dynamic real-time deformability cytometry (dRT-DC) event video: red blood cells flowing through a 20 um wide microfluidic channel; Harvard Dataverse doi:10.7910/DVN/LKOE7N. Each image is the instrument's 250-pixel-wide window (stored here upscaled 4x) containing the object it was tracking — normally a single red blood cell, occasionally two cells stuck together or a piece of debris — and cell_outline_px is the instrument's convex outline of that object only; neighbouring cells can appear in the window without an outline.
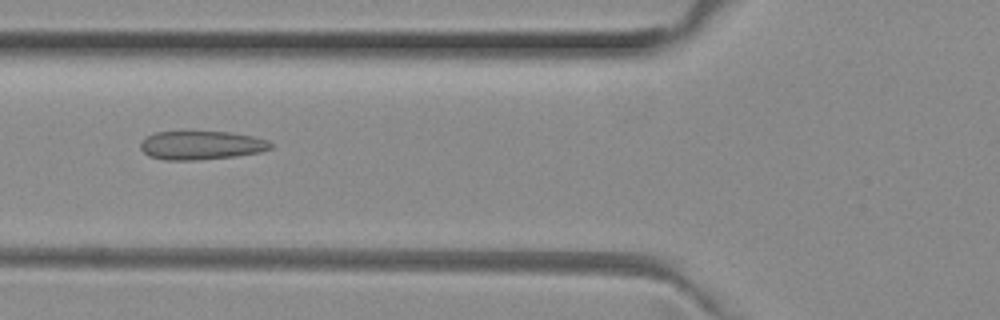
{"species": "common noctule bat (a hibernating species)", "species_latin": "Nyctalus noctula", "temperature_condition": "room temperature", "stored_images_in_passage": 51, "camera_frame_rate_fps": 3000, "um_per_image_px": 0.085, "animal": {"sex": "female", "body_mass_g": 29.2, "forearm_length_mm": 56.3}, "frame": {"image": 1, "passage_image": 19, "time_ms": 6.0, "image_size_px": [1000, 320], "cell_outline_px": [[272, 148], [260, 152], [236, 156], [196, 160], [164, 160], [148, 156], [140, 148], [140, 144], [148, 136], [156, 132], [232, 132], [252, 136], [268, 140], [272, 144]], "centroid_in_image_um": [17.12, 12.35], "position_along_channel_um": 108.7, "area_um2": 21.68}}
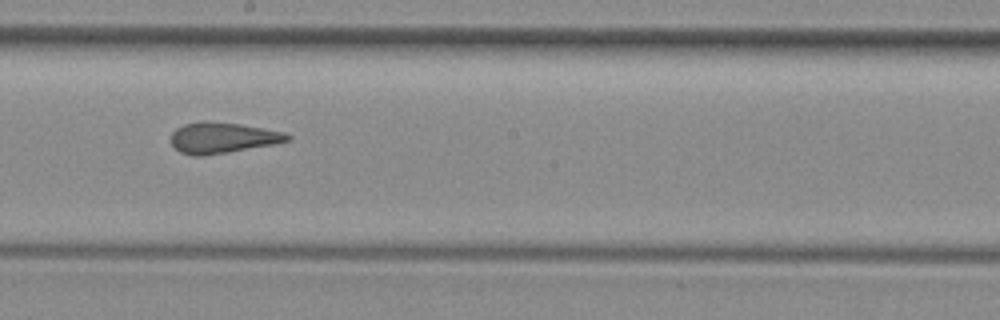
{"frame": {"image": 2, "passage_image": 28, "time_ms": 9.0, "image_size_px": [1000, 320], "cell_outline_px": [[292, 136], [288, 140], [272, 144], [228, 152], [204, 156], [192, 156], [180, 152], [172, 144], [172, 132], [176, 128], [184, 124], [240, 124], [284, 132]], "centroid_in_image_um": [18.92, 11.76], "position_along_channel_um": 229.3, "area_um2": 19.94}}
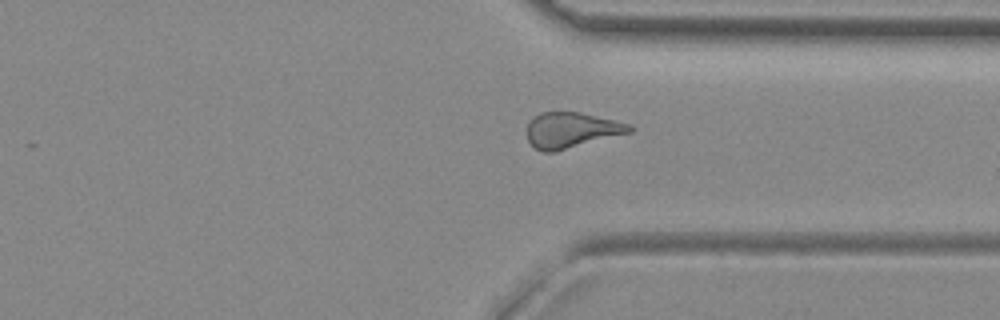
{"frame": {"image": 3, "passage_image": 38, "time_ms": 12.333, "image_size_px": [1000, 320], "cell_outline_px": [[636, 128], [632, 132], [552, 152], [544, 152], [536, 148], [528, 140], [528, 124], [540, 112], [580, 112], [616, 120], [632, 124]], "centroid_in_image_um": [48.64, 11.05], "position_along_channel_um": 362.8, "area_um2": 21.1}, "authors_computed_cell_mechanics": {"area_um2": 22.0218, "velocity_mm_per_s": 4.0171, "shape_relaxation_time_tau1_ms": null, "shape_relaxation_time_tau2_ms": 1.7251, "deformation_change_tau1": null, "deformation_change_tau2": 0.1016}}